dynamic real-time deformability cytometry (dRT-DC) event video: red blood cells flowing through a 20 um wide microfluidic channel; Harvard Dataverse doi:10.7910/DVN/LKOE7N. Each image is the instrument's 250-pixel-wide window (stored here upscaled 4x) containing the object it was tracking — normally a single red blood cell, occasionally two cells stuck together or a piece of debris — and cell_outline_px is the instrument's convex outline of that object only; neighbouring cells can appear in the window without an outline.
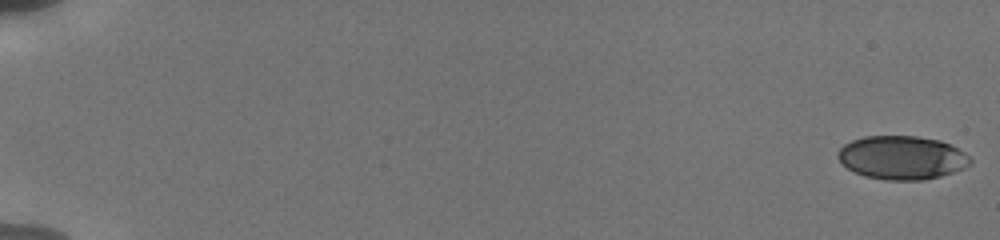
{"species": "human", "species_latin": "Homo sapiens", "temperature_condition": "cold", "stored_images_in_passage": 49, "camera_frame_rate_fps": 3000, "um_per_image_px": 0.085, "donor": {"sex": "male"}, "frame": {"image": 1, "passage_image": 1, "time_ms": 0.0, "image_size_px": [1000, 240], "cell_outline_px": [[972, 164], [964, 168], [940, 176], [924, 180], [888, 180], [864, 176], [848, 168], [836, 156], [836, 152], [844, 144], [852, 140], [864, 136], [916, 136], [940, 140], [964, 152], [972, 160]], "centroid_in_image_um": [76.66, 13.39], "position_along_channel_um": 8.3, "area_um2": 33.52}}
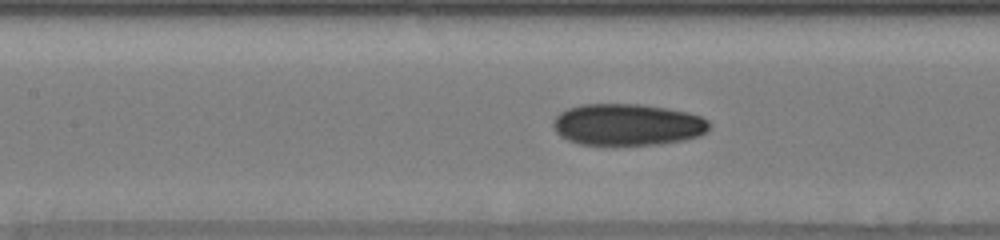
{"frame": {"image": 2, "passage_image": 25, "time_ms": 9.0, "image_size_px": [1000, 240], "cell_outline_px": [[712, 124], [700, 136], [684, 140], [660, 144], [580, 144], [568, 140], [560, 136], [552, 128], [552, 120], [560, 112], [568, 108], [580, 104], [640, 104], [668, 108], [688, 112], [700, 116], [708, 120]], "centroid_in_image_um": [53.32, 10.58], "position_along_channel_um": 154.1, "area_um2": 38.09}}
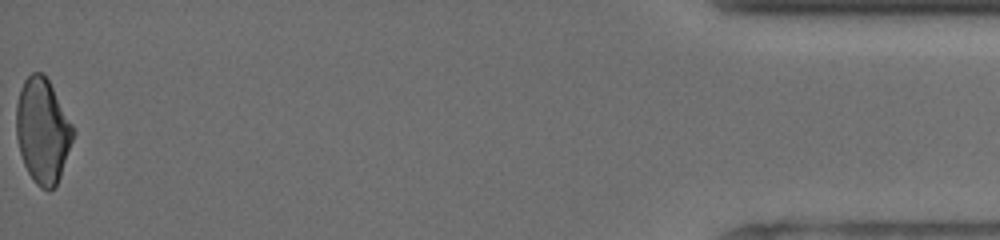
{"frame": {"image": 3, "passage_image": 49, "time_ms": 18.333, "image_size_px": [1000, 240], "cell_outline_px": [[76, 132], [60, 176], [56, 184], [48, 192], [40, 188], [32, 180], [24, 164], [20, 152], [16, 136], [16, 104], [20, 88], [24, 80], [32, 72], [44, 72], [72, 124]], "centroid_in_image_um": [3.62, 11.11], "position_along_channel_um": 431.6, "area_um2": 34.8}, "authors_computed_cell_mechanics": {"area_um2": 35.4892, "velocity_mm_per_s": 3.8416, "shape_relaxation_time_tau1_ms": 6.9119, "shape_relaxation_time_tau2_ms": 3.8827, "deformation_change_tau1": 0.1475, "deformation_change_tau2": 0.0907}}